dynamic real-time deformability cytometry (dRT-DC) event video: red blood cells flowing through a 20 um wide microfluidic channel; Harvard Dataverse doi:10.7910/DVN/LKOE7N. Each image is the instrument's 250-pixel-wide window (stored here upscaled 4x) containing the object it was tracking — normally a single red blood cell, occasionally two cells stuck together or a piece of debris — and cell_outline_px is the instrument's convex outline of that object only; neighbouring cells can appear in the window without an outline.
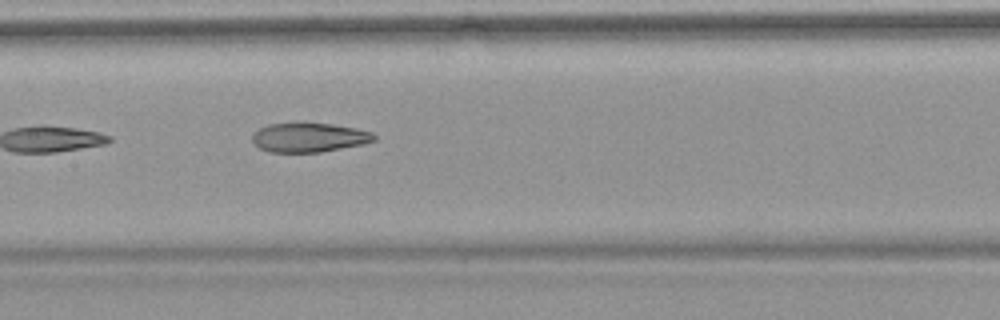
{"species": "common noctule bat (a hibernating species)", "species_latin": "Nyctalus noctula", "temperature_condition": "warm", "stored_images_in_passage": 6, "camera_frame_rate_fps": 3000, "um_per_image_px": 0.085, "animal": {"sex": "female", "body_mass_g": 18.4}, "frame": {"image": 1, "passage_image": 6, "time_ms": 7.0, "image_size_px": [1000, 320], "cell_outline_px": [[376, 140], [364, 144], [320, 152], [268, 152], [260, 148], [252, 140], [252, 132], [268, 124], [332, 124], [356, 128], [372, 132], [376, 136]], "centroid_in_image_um": [26.28, 11.7], "position_along_channel_um": 181.1, "area_um2": 20.58}}